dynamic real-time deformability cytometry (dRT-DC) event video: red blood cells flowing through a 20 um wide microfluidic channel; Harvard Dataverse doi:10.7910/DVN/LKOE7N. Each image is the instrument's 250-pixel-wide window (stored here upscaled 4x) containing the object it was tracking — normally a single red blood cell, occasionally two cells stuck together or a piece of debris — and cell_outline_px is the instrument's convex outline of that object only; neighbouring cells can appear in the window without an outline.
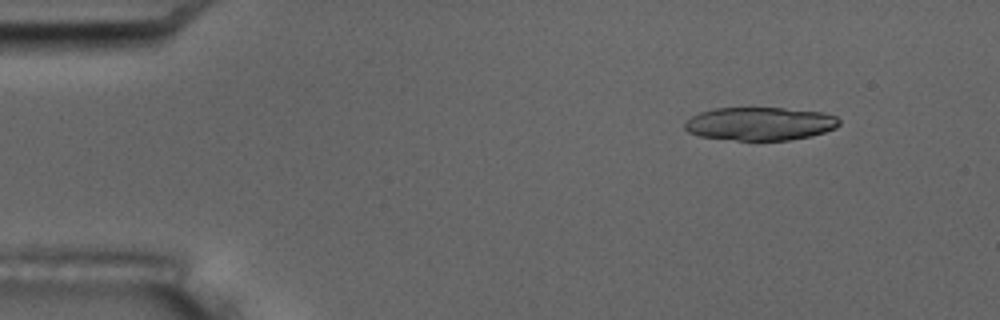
{"species": "common noctule bat (a hibernating species)", "species_latin": "Nyctalus noctula", "temperature_condition": "room temperature", "stored_images_in_passage": 4, "camera_frame_rate_fps": 3000, "um_per_image_px": 0.085, "animal": {"sex": "male", "body_mass_g": 17.5, "forearm_length_mm": 52.3}, "frame": {"image": 1, "passage_image": 2, "time_ms": 1.333, "image_size_px": [1000, 320], "cell_outline_px": [[840, 124], [836, 128], [812, 136], [788, 140], [736, 140], [700, 136], [688, 132], [684, 128], [684, 120], [700, 112], [716, 108], [784, 108], [824, 112], [836, 116], [840, 120]], "centroid_in_image_um": [64.61, 10.51], "position_along_channel_um": 20.4, "area_um2": 30.06}}